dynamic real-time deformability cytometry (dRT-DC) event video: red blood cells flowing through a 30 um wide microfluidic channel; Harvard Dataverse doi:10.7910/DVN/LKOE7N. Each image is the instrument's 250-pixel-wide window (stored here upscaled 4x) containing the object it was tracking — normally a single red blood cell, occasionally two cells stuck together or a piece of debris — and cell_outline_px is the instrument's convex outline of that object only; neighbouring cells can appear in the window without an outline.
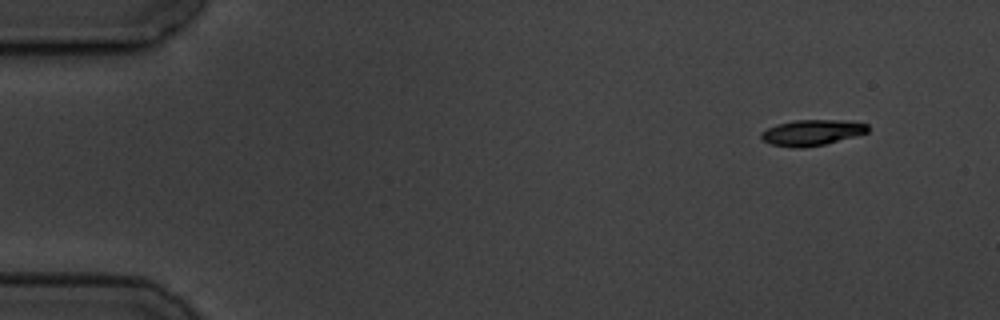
{"species": "common noctule bat (a hibernating species)", "species_latin": "Nyctalus noctula", "temperature_condition": "cold", "stored_images_in_passage": 5, "camera_frame_rate_fps": 3000, "um_per_image_px": 0.085, "animal": {"sex": "male", "body_mass_g": 19.5, "forearm_length_mm": 54.6}, "frame": {"image": 1, "passage_image": 1, "time_ms": 0.0, "image_size_px": [1000, 320], "cell_outline_px": [[868, 132], [824, 144], [804, 148], [792, 148], [772, 144], [764, 140], [760, 136], [760, 132], [776, 124], [796, 120], [844, 120], [868, 124]], "centroid_in_image_um": [68.98, 11.26], "position_along_channel_um": 16.0, "area_um2": 15.9}}
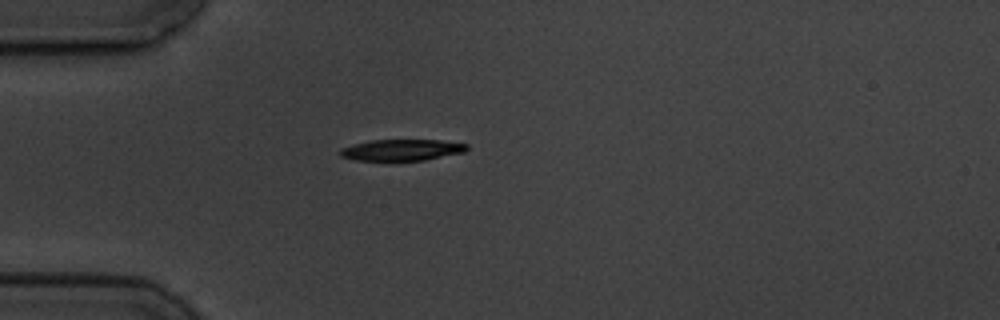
{"frame": {"image": 2, "passage_image": 4, "time_ms": 3.667, "image_size_px": [1000, 320], "cell_outline_px": [[468, 148], [464, 152], [424, 160], [356, 160], [340, 156], [340, 148], [352, 144], [372, 140], [440, 140], [468, 144]], "centroid_in_image_um": [34.14, 12.74], "position_along_channel_um": 50.9, "area_um2": 15.61}}